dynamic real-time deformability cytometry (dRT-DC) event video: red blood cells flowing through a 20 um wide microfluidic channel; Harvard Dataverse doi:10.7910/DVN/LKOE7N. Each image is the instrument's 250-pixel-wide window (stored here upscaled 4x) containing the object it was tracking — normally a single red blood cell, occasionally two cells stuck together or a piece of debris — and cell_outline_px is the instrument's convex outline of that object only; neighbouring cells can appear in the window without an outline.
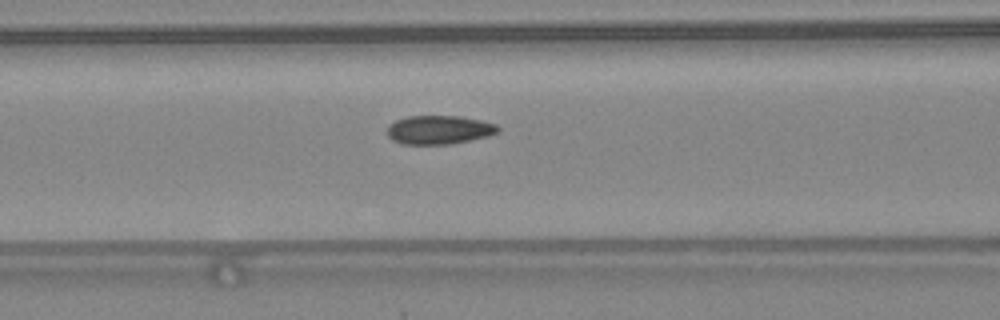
{"species": "common noctule bat (a hibernating species)", "species_latin": "Nyctalus noctula", "temperature_condition": "warm", "stored_images_in_passage": 48, "camera_frame_rate_fps": 3000, "um_per_image_px": 0.085, "animal": {"sex": "female", "body_mass_g": 24.6, "forearm_length_mm": 56.2}, "frame": {"image": 1, "passage_image": 21, "time_ms": 6.667, "image_size_px": [1000, 320], "cell_outline_px": [[500, 132], [488, 136], [472, 140], [452, 144], [404, 144], [392, 140], [388, 136], [388, 124], [396, 120], [408, 116], [460, 116], [480, 120], [496, 124], [500, 128]], "centroid_in_image_um": [37.34, 11.04], "position_along_channel_um": 129.3, "area_um2": 18.67}, "authors_computed_cell_mechanics": {"area_um2": 18.2648, "velocity_mm_per_s": 4.3558, "shape_relaxation_time_tau1_ms": null, "shape_relaxation_time_tau2_ms": 1.4247, "deformation_change_tau1": null, "deformation_change_tau2": 0.0369}}